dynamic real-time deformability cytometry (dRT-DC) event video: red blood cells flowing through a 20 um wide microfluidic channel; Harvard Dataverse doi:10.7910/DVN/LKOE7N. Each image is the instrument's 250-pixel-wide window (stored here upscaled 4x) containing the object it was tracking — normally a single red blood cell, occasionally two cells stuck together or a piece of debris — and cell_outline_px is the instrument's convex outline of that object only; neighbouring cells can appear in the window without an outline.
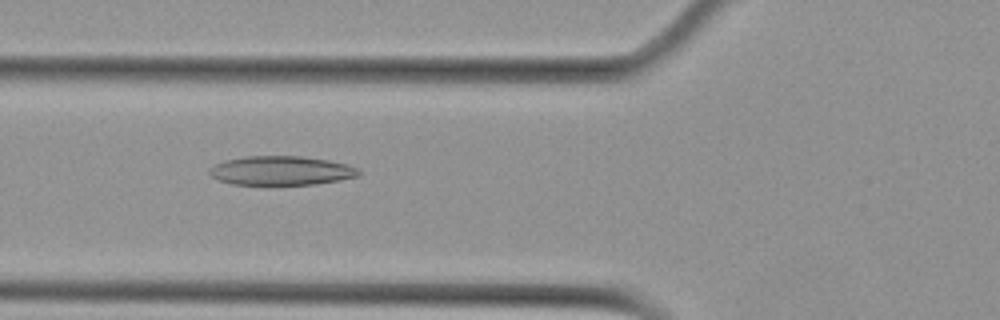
{"species": "Egyptian fruit bat (a non-hibernating species)", "species_latin": "Rousettus aegyptiacus", "temperature_condition": "cold", "stored_images_in_passage": 3, "camera_frame_rate_fps": 3000, "um_per_image_px": 0.085, "animal": {"sex": "female"}, "frame": {"image": 1, "passage_image": 3, "time_ms": 2.333, "image_size_px": [1000, 320], "cell_outline_px": [[360, 176], [340, 180], [316, 184], [232, 184], [220, 180], [212, 176], [208, 172], [208, 168], [224, 160], [244, 156], [300, 156], [328, 160], [348, 164], [356, 168], [360, 172]], "centroid_in_image_um": [23.9, 14.49], "position_along_channel_um": 101.9, "area_um2": 25.26}}